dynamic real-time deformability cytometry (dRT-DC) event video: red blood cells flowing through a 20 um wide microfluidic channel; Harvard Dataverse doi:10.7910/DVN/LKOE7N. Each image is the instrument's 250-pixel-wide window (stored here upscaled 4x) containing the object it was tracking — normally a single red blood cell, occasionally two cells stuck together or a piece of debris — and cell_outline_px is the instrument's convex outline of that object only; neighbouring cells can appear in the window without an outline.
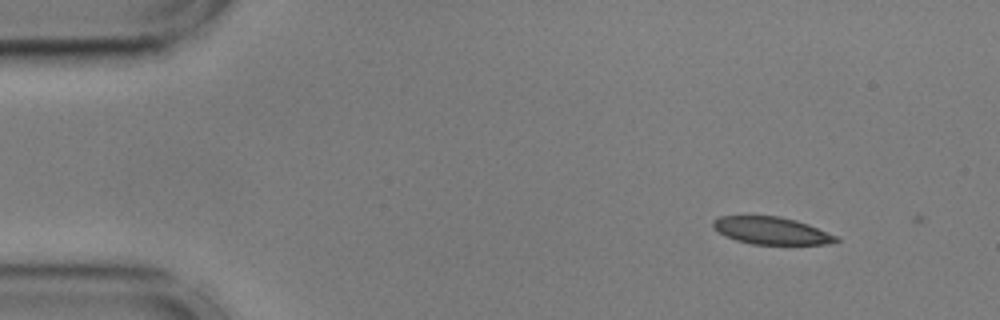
{"species": "common noctule bat (a hibernating species)", "species_latin": "Nyctalus noctula", "temperature_condition": "cold", "stored_images_in_passage": 2, "camera_frame_rate_fps": 3000, "um_per_image_px": 0.085, "animal": {"sex": "male", "body_mass_g": 17.9, "forearm_length_mm": 54.2}, "frame": {"image": 1, "passage_image": 1, "time_ms": 0.0, "image_size_px": [1000, 320], "cell_outline_px": [[840, 240], [824, 244], [752, 244], [736, 240], [724, 236], [716, 232], [712, 228], [712, 220], [720, 216], [780, 216], [796, 220], [808, 224], [836, 236]], "centroid_in_image_um": [65.49, 19.6], "position_along_channel_um": 19.5, "area_um2": 19.59}}